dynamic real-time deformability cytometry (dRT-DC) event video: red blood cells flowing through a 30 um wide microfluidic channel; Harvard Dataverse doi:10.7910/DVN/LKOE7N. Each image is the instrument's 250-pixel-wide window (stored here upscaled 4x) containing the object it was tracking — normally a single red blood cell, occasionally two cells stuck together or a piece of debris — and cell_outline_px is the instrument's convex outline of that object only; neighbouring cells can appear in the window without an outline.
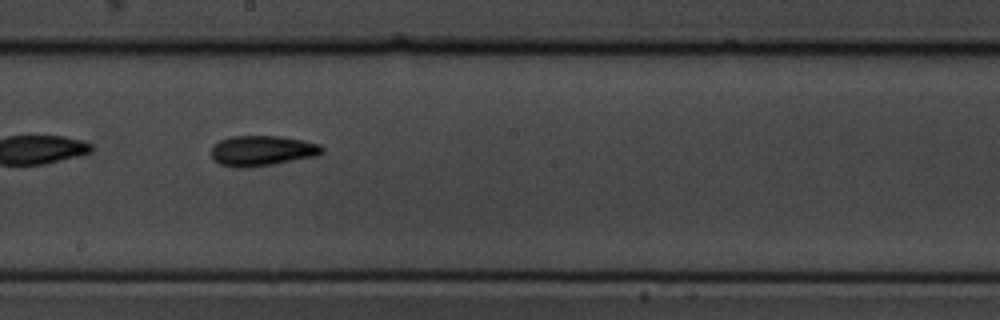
{"species": "common noctule bat (a hibernating species)", "species_latin": "Nyctalus noctula", "temperature_condition": "cold", "stored_images_in_passage": 12, "camera_frame_rate_fps": 3000, "um_per_image_px": 0.085, "animal": {"sex": "male", "body_mass_g": 19.5, "forearm_length_mm": 54.6}, "frame": {"image": 1, "passage_image": 9, "time_ms": 10.0, "image_size_px": [1000, 320], "cell_outline_px": [[324, 152], [316, 156], [272, 164], [244, 168], [236, 168], [220, 164], [212, 156], [212, 144], [220, 140], [232, 136], [280, 136], [304, 140], [320, 144], [324, 148]], "centroid_in_image_um": [22.29, 12.8], "position_along_channel_um": 225.9, "area_um2": 19.59}}
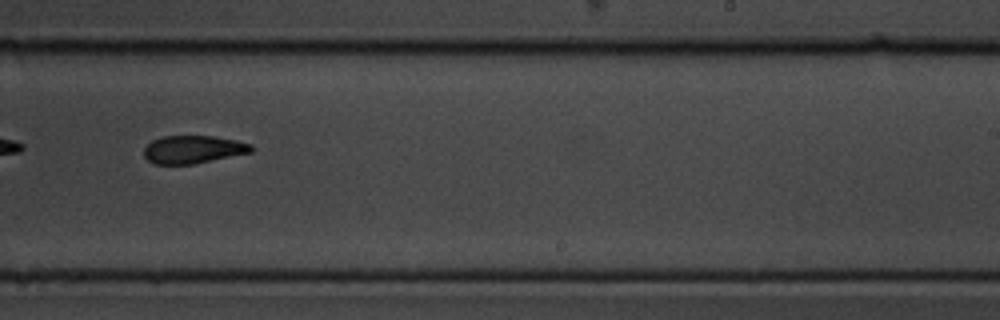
{"frame": {"image": 2, "passage_image": 10, "time_ms": 11.333, "image_size_px": [1000, 320], "cell_outline_px": [[256, 148], [252, 152], [192, 164], [156, 164], [148, 160], [144, 156], [144, 148], [152, 140], [164, 136], [212, 136], [236, 140], [252, 144]], "centroid_in_image_um": [16.44, 12.7], "position_along_channel_um": 272.6, "area_um2": 17.4}}